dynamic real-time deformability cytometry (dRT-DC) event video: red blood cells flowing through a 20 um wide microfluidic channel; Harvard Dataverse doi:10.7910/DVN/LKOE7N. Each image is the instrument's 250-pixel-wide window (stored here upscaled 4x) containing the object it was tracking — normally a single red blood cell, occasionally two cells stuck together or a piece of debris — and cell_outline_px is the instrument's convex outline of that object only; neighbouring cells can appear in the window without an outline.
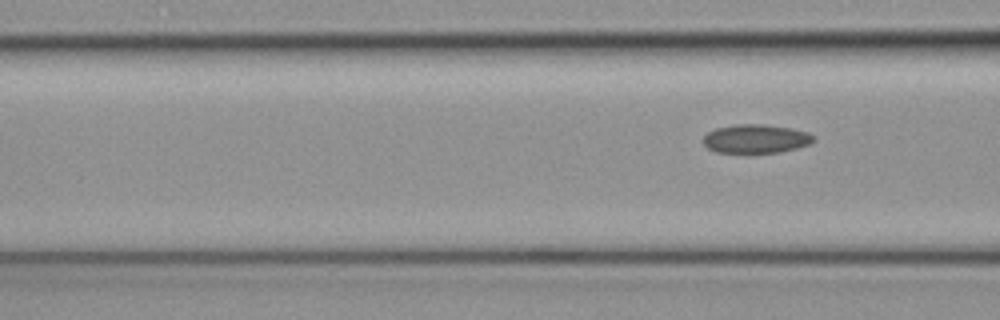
{"species": "common noctule bat (a hibernating species)", "species_latin": "Nyctalus noctula", "temperature_condition": "cold", "stored_images_in_passage": 6, "segment_of_instrument_passage": [2, 2], "camera_frame_rate_fps": 3000, "um_per_image_px": 0.085, "animal": {"sex": "female", "body_mass_g": 19.3, "forearm_length_mm": 54.1}, "frame": {"image": 1, "passage_image": 6, "time_ms": 1.667, "image_size_px": [1000, 320], "cell_outline_px": [[816, 140], [808, 144], [796, 148], [780, 152], [748, 156], [716, 152], [708, 148], [700, 140], [708, 132], [716, 128], [736, 124], [764, 124], [792, 128], [808, 132]], "centroid_in_image_um": [64.19, 11.84], "position_along_channel_um": 102.4, "area_um2": 19.36}}